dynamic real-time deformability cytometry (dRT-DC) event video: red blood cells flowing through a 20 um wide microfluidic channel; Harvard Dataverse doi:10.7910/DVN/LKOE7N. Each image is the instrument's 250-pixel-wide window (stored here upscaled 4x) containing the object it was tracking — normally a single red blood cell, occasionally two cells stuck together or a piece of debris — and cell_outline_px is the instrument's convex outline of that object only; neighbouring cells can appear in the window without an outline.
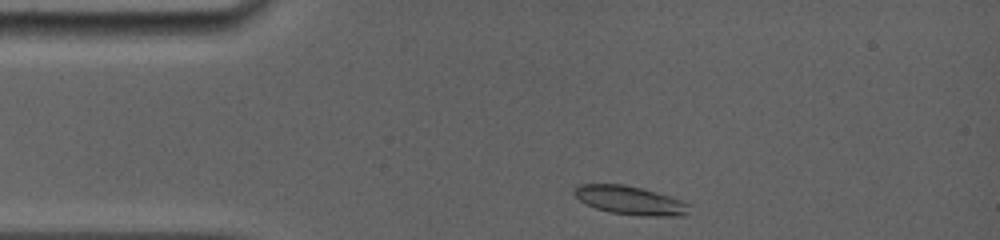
{"species": "common noctule bat (a hibernating species)", "species_latin": "Nyctalus noctula", "temperature_condition": "room temperature", "stored_images_in_passage": 60, "camera_frame_rate_fps": 5000, "um_per_image_px": 0.085, "animal": {"sex": "female", "body_mass_g": 19.0, "forearm_length_mm": 56.7}, "frame": {"image": 1, "passage_image": 2, "time_ms": 0.2, "image_size_px": [1000, 240], "cell_outline_px": [[688, 204], [684, 216], [640, 216], [612, 212], [596, 208], [580, 200], [572, 192], [580, 184], [624, 184], [640, 188], [668, 196], [680, 200]], "centroid_in_image_um": [53.52, 17.03], "position_along_channel_um": 31.5, "area_um2": 18.67}}
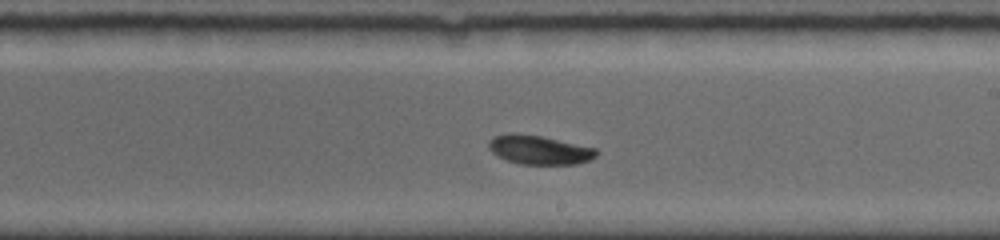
{"frame": {"image": 2, "passage_image": 34, "time_ms": 6.6, "image_size_px": [1000, 240], "cell_outline_px": [[600, 152], [596, 156], [588, 160], [576, 164], [520, 164], [496, 156], [488, 148], [488, 140], [492, 136], [508, 132], [512, 132], [544, 136], [596, 148]], "centroid_in_image_um": [45.8, 12.71], "position_along_channel_um": 243.2, "area_um2": 18.55}}
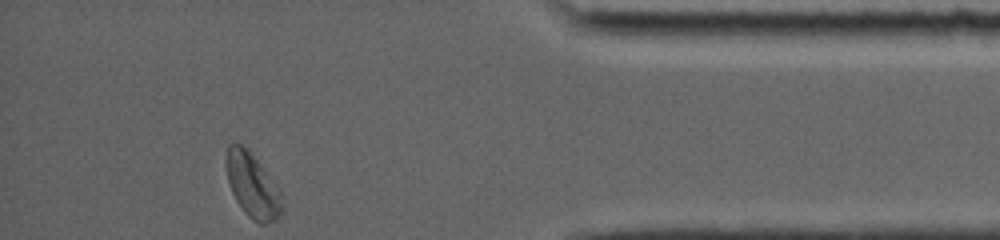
{"frame": {"image": 3, "passage_image": 59, "time_ms": 11.6, "image_size_px": [1000, 240], "cell_outline_px": [[284, 208], [280, 216], [276, 220], [264, 224], [260, 224], [252, 220], [244, 212], [236, 200], [232, 192], [228, 180], [224, 164], [224, 160], [228, 144], [240, 144], [248, 148], [280, 188], [284, 204]], "centroid_in_image_um": [21.48, 15.76], "position_along_channel_um": 413.7, "area_um2": 21.56}, "authors_computed_cell_mechanics": {"area_um2": 18.4093, "velocity_mm_per_s": 3.8969, "shape_relaxation_time_tau1_ms": 2.7274, "shape_relaxation_time_tau2_ms": null, "deformation_change_tau1": 0.0818, "deformation_change_tau2": null}}